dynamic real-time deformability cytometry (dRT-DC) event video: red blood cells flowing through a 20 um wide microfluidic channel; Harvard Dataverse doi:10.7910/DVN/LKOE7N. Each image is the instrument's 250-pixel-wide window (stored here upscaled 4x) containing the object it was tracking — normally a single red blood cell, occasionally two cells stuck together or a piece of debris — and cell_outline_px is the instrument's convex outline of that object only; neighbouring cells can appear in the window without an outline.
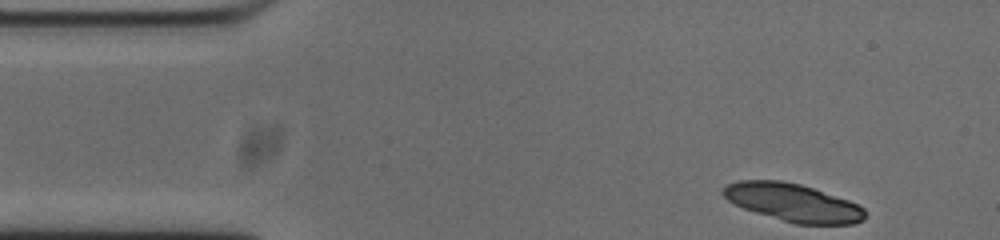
{"species": "common noctule bat (a hibernating species)", "species_latin": "Nyctalus noctula", "temperature_condition": "cold", "stored_images_in_passage": 49, "segment_of_instrument_passage": [1, 2], "camera_frame_rate_fps": 3000, "um_per_image_px": 0.085, "animal": {"sex": "male", "body_mass_g": 20.0, "forearm_length_mm": 53.3}, "frame": {"image": 1, "passage_image": 1, "time_ms": 0.0, "image_size_px": [1000, 240], "cell_outline_px": [[864, 220], [852, 224], [796, 224], [756, 212], [744, 208], [728, 200], [720, 192], [728, 184], [740, 180], [784, 180], [800, 184], [848, 200], [864, 208]], "centroid_in_image_um": [67.39, 17.21], "position_along_channel_um": 17.6, "area_um2": 30.92}}